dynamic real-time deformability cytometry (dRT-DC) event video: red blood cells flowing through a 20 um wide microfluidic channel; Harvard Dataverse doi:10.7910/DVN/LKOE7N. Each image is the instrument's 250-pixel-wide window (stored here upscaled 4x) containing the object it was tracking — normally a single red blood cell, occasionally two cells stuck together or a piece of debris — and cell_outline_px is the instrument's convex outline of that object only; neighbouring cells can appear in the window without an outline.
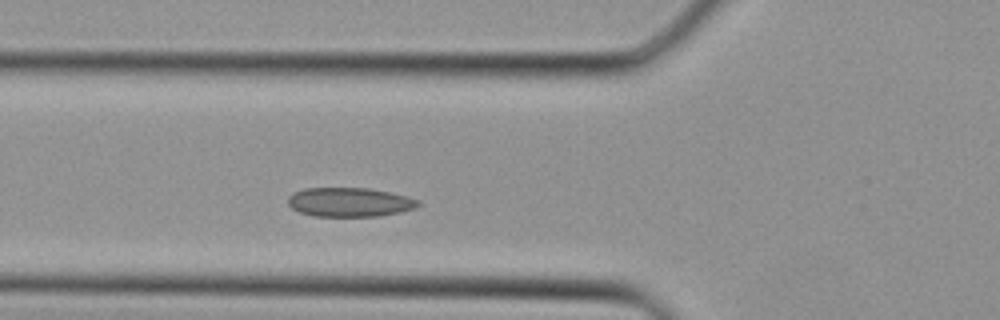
{"species": "Egyptian fruit bat (a non-hibernating species)", "species_latin": "Rousettus aegyptiacus", "temperature_condition": "cold", "stored_images_in_passage": 27, "camera_frame_rate_fps": 3000, "um_per_image_px": 0.085, "animal": {"sex": "female"}, "frame": {"image": 1, "passage_image": 2, "time_ms": 0.333, "image_size_px": [1000, 320], "cell_outline_px": [[420, 204], [412, 208], [400, 212], [380, 216], [312, 216], [300, 212], [292, 208], [288, 204], [288, 196], [292, 192], [304, 188], [368, 188], [388, 192], [420, 200]], "centroid_in_image_um": [29.66, 17.18], "position_along_channel_um": 96.1, "area_um2": 22.02}}
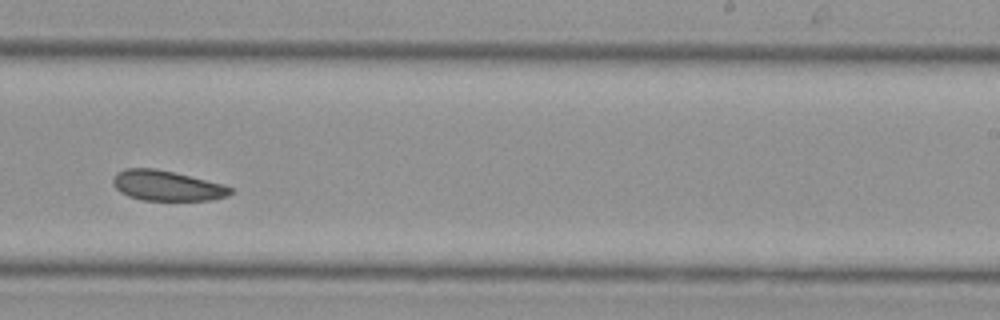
{"frame": {"image": 2, "passage_image": 12, "time_ms": 3.667, "image_size_px": [1000, 320], "cell_outline_px": [[232, 192], [228, 196], [212, 200], [140, 200], [128, 196], [120, 192], [116, 188], [112, 180], [112, 176], [116, 172], [124, 168], [156, 168], [224, 184], [232, 188]], "centroid_in_image_um": [14.16, 15.78], "position_along_channel_um": 274.8, "area_um2": 20.81}}
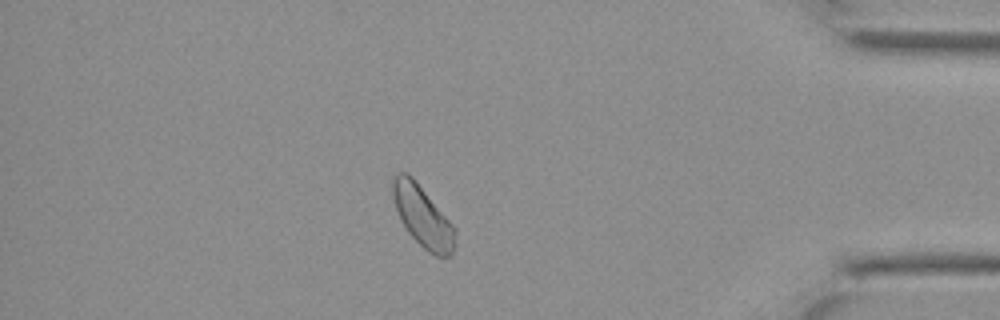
{"frame": {"image": 3, "passage_image": 21, "time_ms": 6.667, "image_size_px": [1000, 320], "cell_outline_px": [[456, 244], [452, 256], [436, 256], [428, 252], [408, 232], [400, 220], [392, 196], [392, 180], [400, 172], [404, 172], [412, 176], [456, 228]], "centroid_in_image_um": [35.95, 18.42], "position_along_channel_um": 399.2, "area_um2": 22.14}}